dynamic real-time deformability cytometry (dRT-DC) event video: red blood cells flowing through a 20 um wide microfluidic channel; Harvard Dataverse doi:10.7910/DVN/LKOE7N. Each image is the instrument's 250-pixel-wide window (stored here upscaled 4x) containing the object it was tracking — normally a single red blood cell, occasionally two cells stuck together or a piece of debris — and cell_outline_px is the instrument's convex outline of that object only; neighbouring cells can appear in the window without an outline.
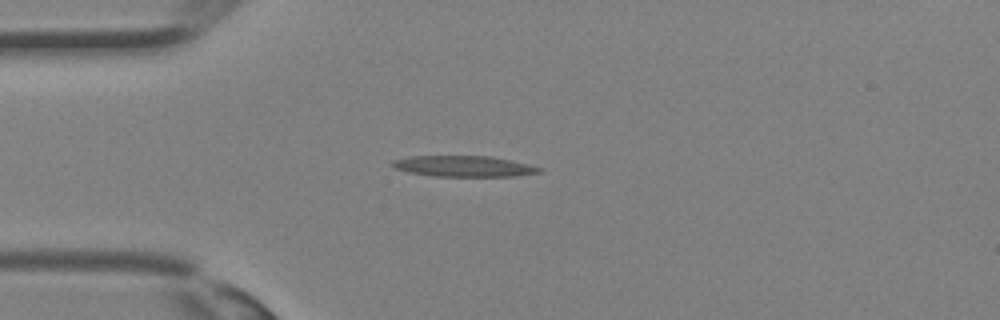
{"species": "Egyptian fruit bat (a non-hibernating species)", "species_latin": "Rousettus aegyptiacus", "temperature_condition": "room temperature", "stored_images_in_passage": 23, "camera_frame_rate_fps": 3000, "um_per_image_px": 0.085, "animal": {"sex": "female"}, "frame": {"image": 1, "passage_image": 1, "time_ms": 0.0, "image_size_px": [1000, 320], "cell_outline_px": [[544, 168], [540, 172], [516, 176], [432, 176], [408, 172], [392, 168], [392, 160], [412, 156], [492, 156], [512, 160]], "centroid_in_image_um": [39.42, 14.13], "position_along_channel_um": 45.6, "area_um2": 17.98}}
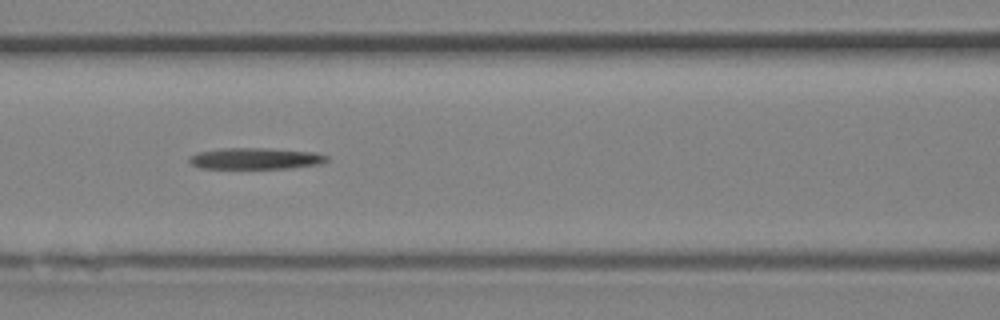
{"frame": {"image": 2, "passage_image": 7, "time_ms": 2.0, "image_size_px": [1000, 320], "cell_outline_px": [[328, 160], [320, 164], [288, 168], [200, 168], [192, 164], [188, 160], [188, 156], [196, 152], [220, 148], [268, 148], [312, 152], [328, 156]], "centroid_in_image_um": [21.66, 13.47], "position_along_channel_um": 144.9, "area_um2": 17.11}}
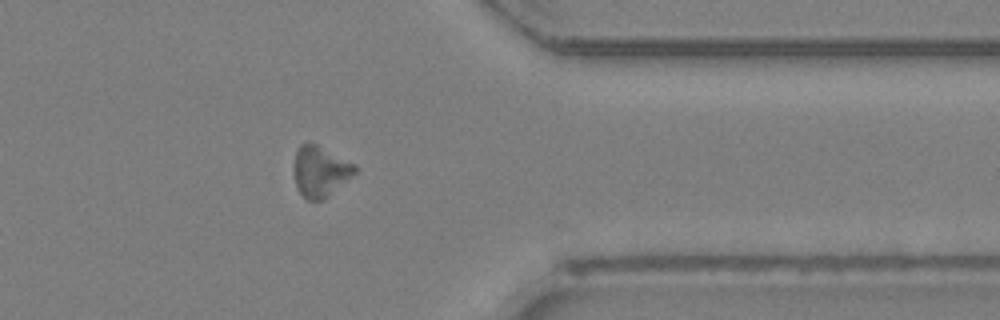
{"frame": {"image": 3, "passage_image": 20, "time_ms": 6.333, "image_size_px": [1000, 320], "cell_outline_px": [[356, 172], [324, 200], [308, 200], [296, 188], [292, 172], [292, 168], [296, 152], [300, 144], [308, 140], [356, 164]], "centroid_in_image_um": [27.17, 14.54], "position_along_channel_um": 384.2, "area_um2": 18.32}}